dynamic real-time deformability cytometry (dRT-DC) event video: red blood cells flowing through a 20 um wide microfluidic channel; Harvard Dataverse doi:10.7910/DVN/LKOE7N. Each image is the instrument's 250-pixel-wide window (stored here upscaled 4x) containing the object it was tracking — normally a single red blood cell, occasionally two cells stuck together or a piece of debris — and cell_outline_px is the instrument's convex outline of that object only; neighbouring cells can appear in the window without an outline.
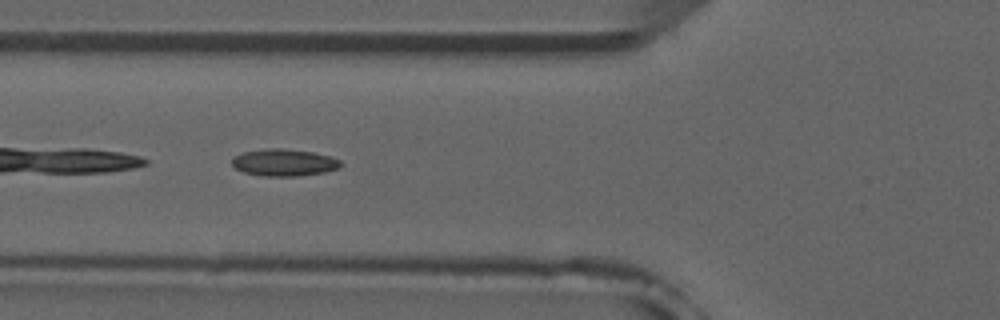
{"species": "common noctule bat (a hibernating species)", "species_latin": "Nyctalus noctula", "temperature_condition": "room temperature", "stored_images_in_passage": 8, "camera_frame_rate_fps": 3000, "um_per_image_px": 0.085, "animal": {"sex": "male", "forearm_length_mm": 52.5}, "frame": {"image": 1, "passage_image": 6, "time_ms": 5.667, "image_size_px": [1000, 320], "cell_outline_px": [[340, 164], [336, 168], [324, 172], [296, 176], [260, 176], [244, 172], [236, 168], [232, 164], [232, 156], [244, 152], [268, 148], [284, 148], [312, 152], [332, 156], [340, 160]], "centroid_in_image_um": [24.11, 13.81], "position_along_channel_um": 101.7, "area_um2": 17.05}}
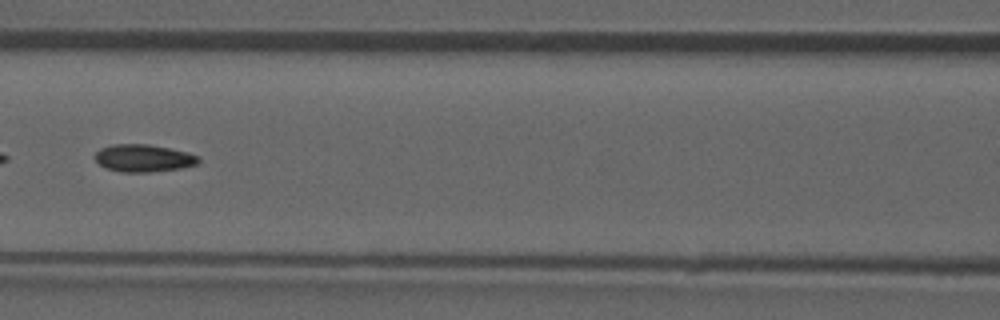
{"frame": {"image": 2, "passage_image": 7, "time_ms": 7.0, "image_size_px": [1000, 320], "cell_outline_px": [[200, 160], [196, 164], [180, 168], [148, 172], [120, 172], [104, 168], [96, 160], [96, 152], [100, 148], [112, 144], [148, 144], [188, 152], [200, 156]], "centroid_in_image_um": [12.19, 13.44], "position_along_channel_um": 154.4, "area_um2": 16.53}}